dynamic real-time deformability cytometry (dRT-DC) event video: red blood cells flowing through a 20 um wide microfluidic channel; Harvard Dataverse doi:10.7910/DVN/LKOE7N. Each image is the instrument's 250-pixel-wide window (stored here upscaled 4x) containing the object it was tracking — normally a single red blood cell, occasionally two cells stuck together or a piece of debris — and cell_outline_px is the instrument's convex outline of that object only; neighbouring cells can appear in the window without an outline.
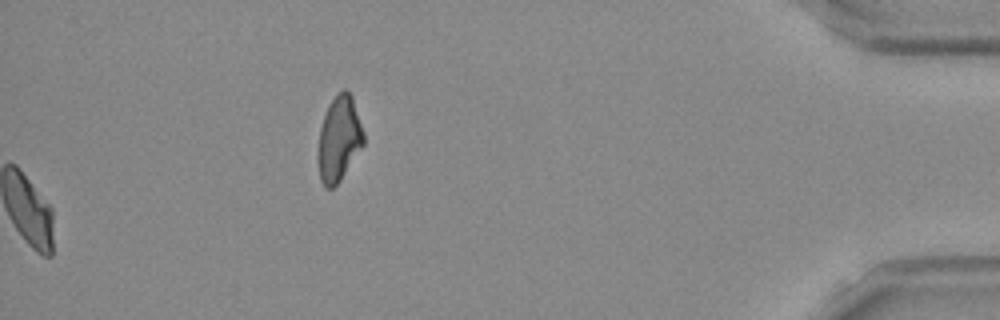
{"species": "Egyptian fruit bat (a non-hibernating species)", "species_latin": "Rousettus aegyptiacus", "temperature_condition": "room temperature", "stored_images_in_passage": 52, "camera_frame_rate_fps": 3000, "um_per_image_px": 0.085, "frame": {"image": 1, "passage_image": 52, "time_ms": 17.0, "image_size_px": [1000, 320], "cell_outline_px": [[364, 144], [340, 180], [332, 188], [324, 188], [320, 180], [316, 160], [316, 156], [320, 128], [328, 104], [344, 88], [352, 96], [364, 132]], "centroid_in_image_um": [28.79, 11.84], "position_along_channel_um": 406.4, "area_um2": 22.72}, "authors_computed_cell_mechanics": {"area_um2": 22.1085, "velocity_mm_per_s": 3.8518, "shape_relaxation_time_tau1_ms": 5.6436, "shape_relaxation_time_tau2_ms": 2.768, "deformation_change_tau1": 0.1496, "deformation_change_tau2": 0.0754}}